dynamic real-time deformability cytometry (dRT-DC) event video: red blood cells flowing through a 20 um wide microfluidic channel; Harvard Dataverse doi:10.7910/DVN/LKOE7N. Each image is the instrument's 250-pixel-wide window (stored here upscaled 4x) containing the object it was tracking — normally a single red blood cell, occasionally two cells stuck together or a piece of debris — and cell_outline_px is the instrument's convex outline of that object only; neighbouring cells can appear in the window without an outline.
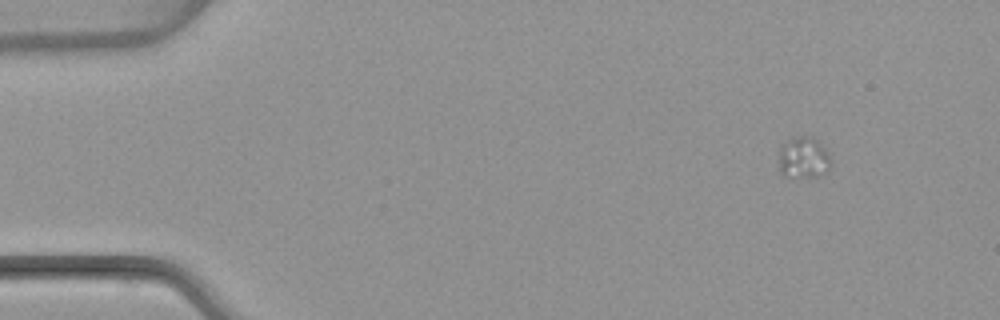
{"species": "common noctule bat (a hibernating species)", "species_latin": "Nyctalus noctula", "temperature_condition": "warm", "stored_images_in_passage": 4, "camera_frame_rate_fps": 3000, "um_per_image_px": 0.085, "animal": {"sex": "female", "body_mass_g": 22.7, "forearm_length_mm": 54.2}, "frame": {"image": 1, "passage_image": 1, "time_ms": 0.0, "image_size_px": [1000, 320], "cell_outline_px": [[832, 160], [828, 168], [824, 172], [816, 176], [784, 176], [780, 172], [780, 144], [796, 136], [812, 136], [828, 152]], "centroid_in_image_um": [68.29, 13.37], "position_along_channel_um": 16.7, "area_um2": 12.37}}